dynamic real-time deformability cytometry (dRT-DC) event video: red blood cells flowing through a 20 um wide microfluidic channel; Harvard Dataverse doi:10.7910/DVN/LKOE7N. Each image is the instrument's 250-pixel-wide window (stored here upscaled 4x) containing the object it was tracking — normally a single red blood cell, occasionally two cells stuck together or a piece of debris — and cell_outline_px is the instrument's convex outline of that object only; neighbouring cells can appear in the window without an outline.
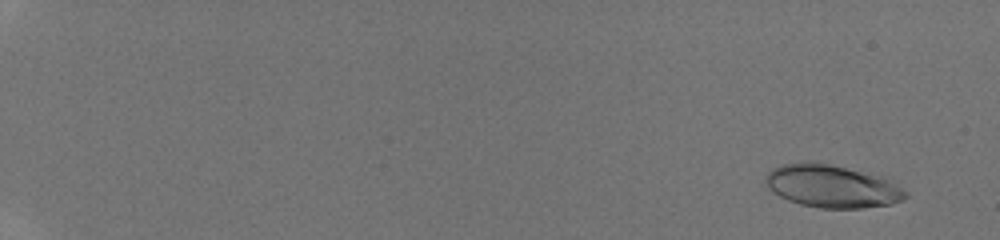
{"species": "human", "species_latin": "Homo sapiens", "temperature_condition": "room temperature", "stored_images_in_passage": 47, "camera_frame_rate_fps": 3000, "um_per_image_px": 0.085, "donor": {"sex": "male"}, "frame": {"image": 1, "passage_image": 4, "time_ms": 1.0, "image_size_px": [1000, 240], "cell_outline_px": [[908, 196], [904, 200], [892, 204], [864, 208], [820, 208], [800, 204], [788, 200], [772, 192], [768, 188], [764, 180], [764, 176], [772, 168], [780, 164], [804, 160], [812, 160], [892, 176], [908, 192]], "centroid_in_image_um": [70.8, 15.78], "position_along_channel_um": 14.2, "area_um2": 36.53}}
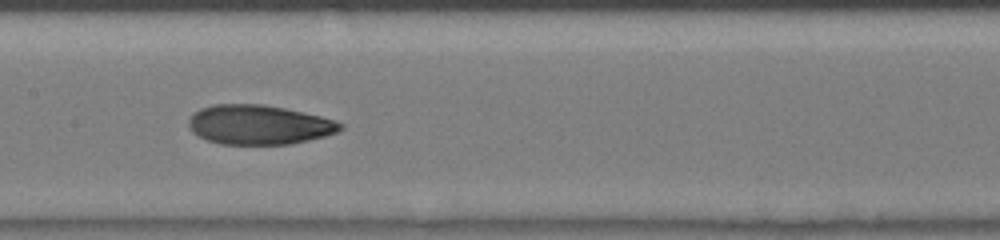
{"frame": {"image": 2, "passage_image": 28, "time_ms": 9.0, "image_size_px": [1000, 240], "cell_outline_px": [[344, 128], [336, 132], [324, 136], [308, 140], [288, 144], [220, 144], [208, 140], [192, 132], [188, 124], [188, 120], [192, 112], [200, 108], [212, 104], [264, 104], [284, 108], [320, 116], [336, 120], [344, 124]], "centroid_in_image_um": [21.99, 10.59], "position_along_channel_um": 185.4, "area_um2": 34.97}}
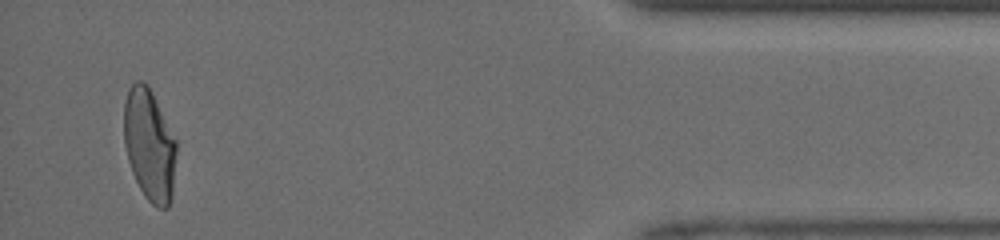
{"frame": {"image": 3, "passage_image": 46, "time_ms": 15.0, "image_size_px": [1000, 240], "cell_outline_px": [[176, 152], [172, 196], [168, 208], [156, 208], [144, 196], [132, 172], [128, 160], [124, 144], [124, 104], [128, 88], [136, 80], [144, 80], [148, 84], [176, 140]], "centroid_in_image_um": [12.69, 12.3], "position_along_channel_um": 422.5, "area_um2": 34.28}}